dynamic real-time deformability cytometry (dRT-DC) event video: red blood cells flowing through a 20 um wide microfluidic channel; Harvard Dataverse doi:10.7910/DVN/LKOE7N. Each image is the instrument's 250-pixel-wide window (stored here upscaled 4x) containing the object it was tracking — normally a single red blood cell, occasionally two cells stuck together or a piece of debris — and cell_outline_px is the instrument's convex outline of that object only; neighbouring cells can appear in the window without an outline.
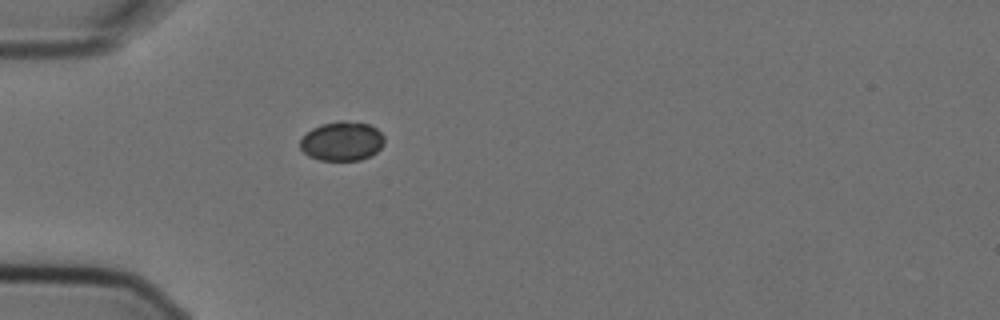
{"species": "Egyptian fruit bat (a non-hibernating species)", "species_latin": "Rousettus aegyptiacus", "temperature_condition": "cold", "stored_images_in_passage": 1, "camera_frame_rate_fps": 3000, "um_per_image_px": 0.085, "animal": {"sex": "female"}, "frame": {"image": 1, "passage_image": 1, "time_ms": 0.0, "image_size_px": [1000, 320], "cell_outline_px": [[384, 144], [376, 152], [360, 160], [320, 160], [308, 156], [300, 148], [300, 140], [312, 128], [324, 124], [344, 120], [368, 124], [376, 128], [384, 136]], "centroid_in_image_um": [29.07, 12.0], "position_along_channel_um": 55.9, "area_um2": 19.07}}